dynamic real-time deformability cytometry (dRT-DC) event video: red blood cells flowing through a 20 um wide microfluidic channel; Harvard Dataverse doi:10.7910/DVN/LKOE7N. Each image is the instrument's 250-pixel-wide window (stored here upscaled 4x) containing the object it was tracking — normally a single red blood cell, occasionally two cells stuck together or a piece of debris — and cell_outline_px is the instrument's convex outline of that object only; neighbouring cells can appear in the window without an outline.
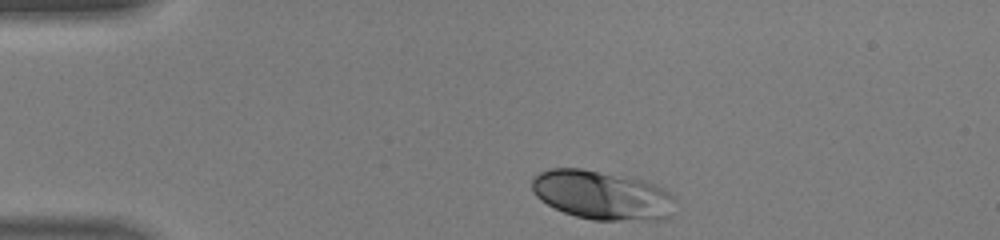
{"species": "human", "species_latin": "Homo sapiens", "temperature_condition": "warm", "stored_images_in_passage": 31, "camera_frame_rate_fps": 3000, "um_per_image_px": 0.085, "donor": {"sex": "male"}, "frame": {"image": 1, "passage_image": 1, "time_ms": 0.0, "image_size_px": [1000, 240], "cell_outline_px": [[676, 200], [668, 220], [592, 220], [576, 216], [564, 212], [540, 200], [532, 192], [532, 180], [540, 172], [552, 168], [580, 168], [644, 180], [656, 184], [676, 196]], "centroid_in_image_um": [51.22, 16.6], "position_along_channel_um": 33.8, "area_um2": 41.15}}
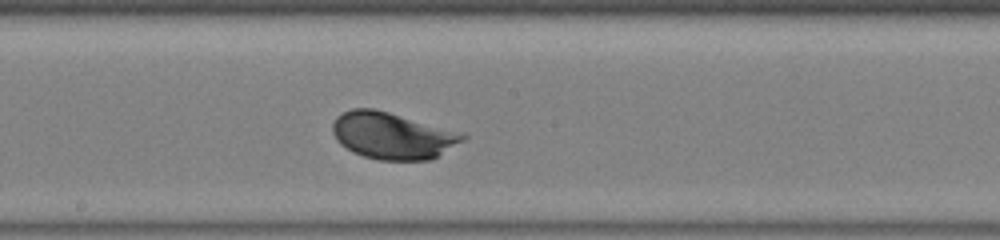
{"frame": {"image": 2, "passage_image": 17, "time_ms": 5.333, "image_size_px": [1000, 240], "cell_outline_px": [[468, 136], [464, 140], [432, 160], [380, 160], [364, 156], [352, 152], [340, 144], [336, 140], [332, 132], [332, 124], [336, 116], [340, 112], [352, 108], [376, 108], [464, 132]], "centroid_in_image_um": [33.36, 11.51], "position_along_channel_um": 214.8, "area_um2": 36.07}}
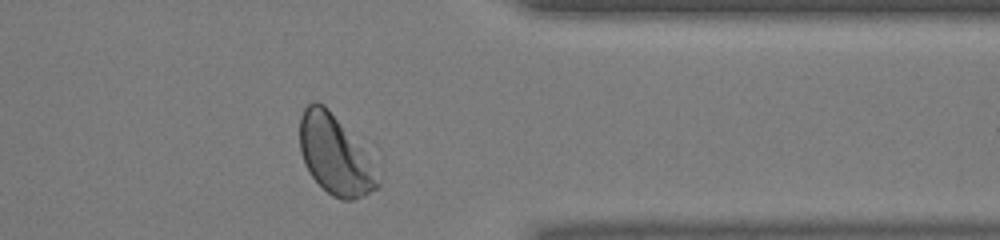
{"frame": {"image": 3, "passage_image": 29, "time_ms": 9.333, "image_size_px": [1000, 240], "cell_outline_px": [[380, 188], [364, 196], [352, 200], [340, 200], [332, 196], [312, 176], [304, 164], [300, 152], [300, 116], [304, 108], [312, 100], [316, 100], [324, 104], [328, 108], [360, 148], [380, 180]], "centroid_in_image_um": [28.41, 13.19], "position_along_channel_um": 383.0, "area_um2": 35.03}, "authors_computed_cell_mechanics": {"area_um2": 35.0268, "velocity_mm_per_s": 4.4237, "shape_relaxation_time_tau1_ms": 1.7599, "shape_relaxation_time_tau2_ms": null, "deformation_change_tau1": 0.1312, "deformation_change_tau2": null}}